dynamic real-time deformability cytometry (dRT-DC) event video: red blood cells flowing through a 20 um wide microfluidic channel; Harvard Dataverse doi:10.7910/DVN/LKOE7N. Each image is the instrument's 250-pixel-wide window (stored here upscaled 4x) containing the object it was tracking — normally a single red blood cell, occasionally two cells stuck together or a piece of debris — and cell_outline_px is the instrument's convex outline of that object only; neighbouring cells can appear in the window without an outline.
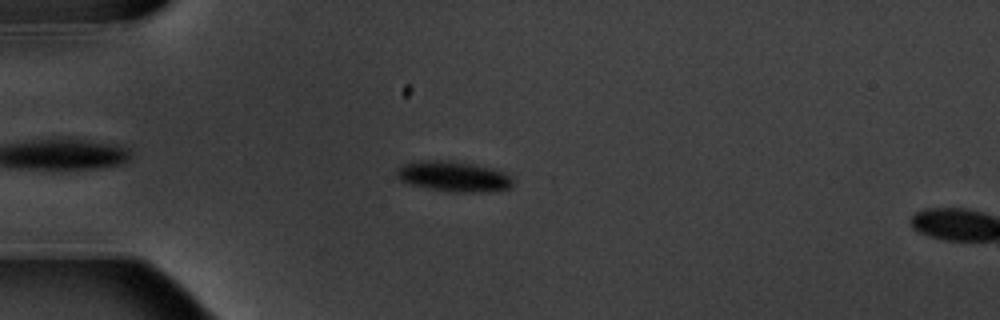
{"species": "common noctule bat (a hibernating species)", "species_latin": "Nyctalus noctula", "temperature_condition": "warm", "stored_images_in_passage": 4, "camera_frame_rate_fps": 3000, "um_per_image_px": 0.085, "animal": {"sex": "male", "body_mass_g": 20.1, "forearm_length_mm": 53.5}, "frame": {"image": 1, "passage_image": 3, "time_ms": 2.333, "image_size_px": [1000, 320], "cell_outline_px": [[512, 184], [508, 188], [484, 192], [456, 192], [432, 188], [412, 184], [400, 180], [396, 176], [396, 168], [404, 164], [420, 160], [448, 160], [472, 164], [492, 168], [504, 172], [512, 180]], "centroid_in_image_um": [38.52, 14.98], "position_along_channel_um": 46.5, "area_um2": 20.23}}